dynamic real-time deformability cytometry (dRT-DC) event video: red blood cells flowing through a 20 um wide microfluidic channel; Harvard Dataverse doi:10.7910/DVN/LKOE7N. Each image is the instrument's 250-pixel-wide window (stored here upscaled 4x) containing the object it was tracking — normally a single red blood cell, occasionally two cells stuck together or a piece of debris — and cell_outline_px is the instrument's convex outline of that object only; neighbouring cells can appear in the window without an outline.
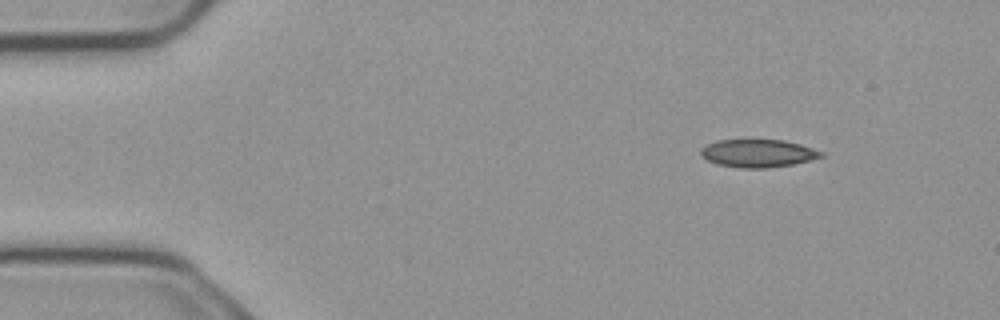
{"species": "common noctule bat (a hibernating species)", "species_latin": "Nyctalus noctula", "temperature_condition": "cold", "stored_images_in_passage": 9, "camera_frame_rate_fps": 3000, "um_per_image_px": 0.085, "animal": {"sex": "male", "body_mass_g": 23.1, "forearm_length_mm": 52.7}, "frame": {"image": 1, "passage_image": 2, "time_ms": 0.333, "image_size_px": [1000, 320], "cell_outline_px": [[824, 156], [792, 164], [768, 168], [740, 168], [716, 164], [700, 156], [700, 148], [716, 140], [784, 140], [800, 144], [824, 152]], "centroid_in_image_um": [64.39, 13.03], "position_along_channel_um": 20.6, "area_um2": 19.54}}
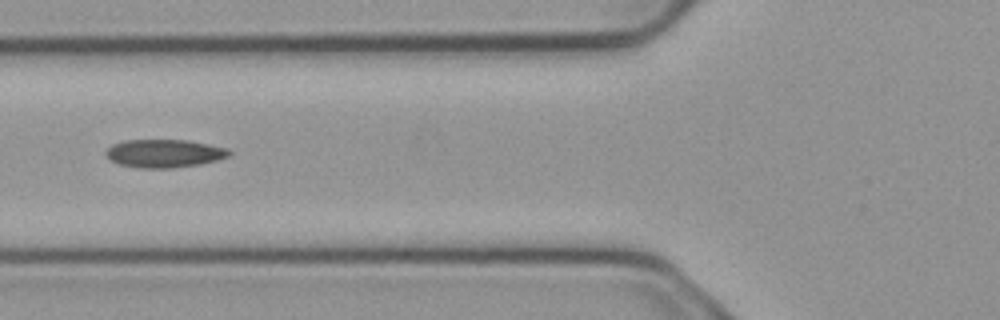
{"frame": {"image": 2, "passage_image": 6, "time_ms": 1.667, "image_size_px": [1000, 320], "cell_outline_px": [[232, 152], [228, 156], [216, 160], [200, 164], [172, 168], [140, 168], [120, 164], [112, 160], [104, 152], [112, 144], [124, 140], [188, 140], [228, 148]], "centroid_in_image_um": [13.97, 13.03], "position_along_channel_um": 111.8, "area_um2": 20.11}}
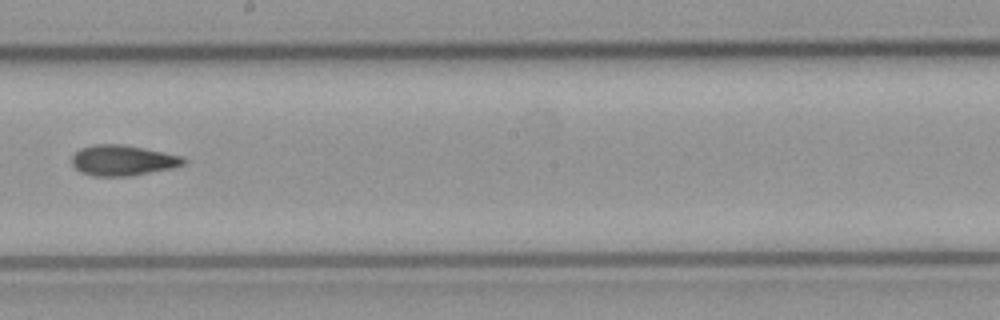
{"frame": {"image": 3, "passage_image": 9, "time_ms": 2.667, "image_size_px": [1000, 320], "cell_outline_px": [[188, 160], [184, 164], [172, 168], [132, 176], [92, 176], [80, 172], [72, 164], [72, 156], [80, 148], [96, 144], [120, 144], [144, 148], [180, 156]], "centroid_in_image_um": [10.42, 13.64], "position_along_channel_um": 237.8, "area_um2": 19.83}}